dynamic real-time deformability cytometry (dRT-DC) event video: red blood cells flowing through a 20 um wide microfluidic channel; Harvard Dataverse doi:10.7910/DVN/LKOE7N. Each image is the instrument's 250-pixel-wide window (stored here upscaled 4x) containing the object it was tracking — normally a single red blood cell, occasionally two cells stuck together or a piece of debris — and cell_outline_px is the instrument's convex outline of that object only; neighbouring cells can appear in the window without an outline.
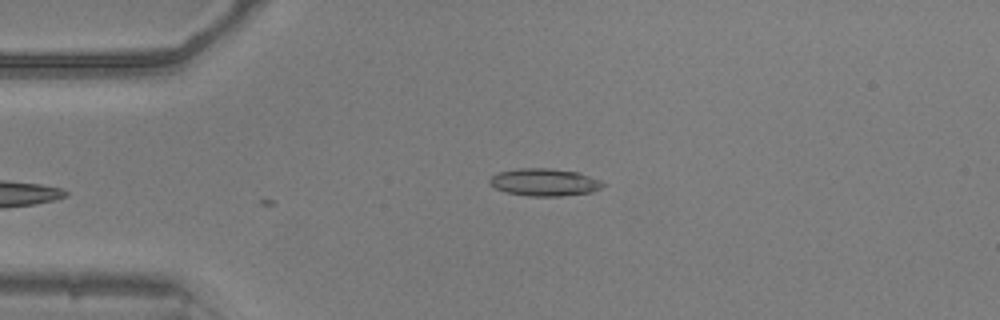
{"species": "common noctule bat (a hibernating species)", "species_latin": "Nyctalus noctula", "temperature_condition": "warm", "stored_images_in_passage": 28, "camera_frame_rate_fps": 3000, "um_per_image_px": 0.085, "animal": {"sex": "male", "body_mass_g": 20.5, "forearm_length_mm": 52.5}, "frame": {"image": 1, "passage_image": 1, "time_ms": 0.0, "image_size_px": [1000, 320], "cell_outline_px": [[604, 184], [600, 188], [592, 192], [560, 196], [528, 196], [504, 192], [488, 184], [488, 180], [492, 176], [500, 172], [516, 168], [548, 168], [580, 172], [600, 180]], "centroid_in_image_um": [46.25, 15.49], "position_along_channel_um": 38.7, "area_um2": 18.21}}
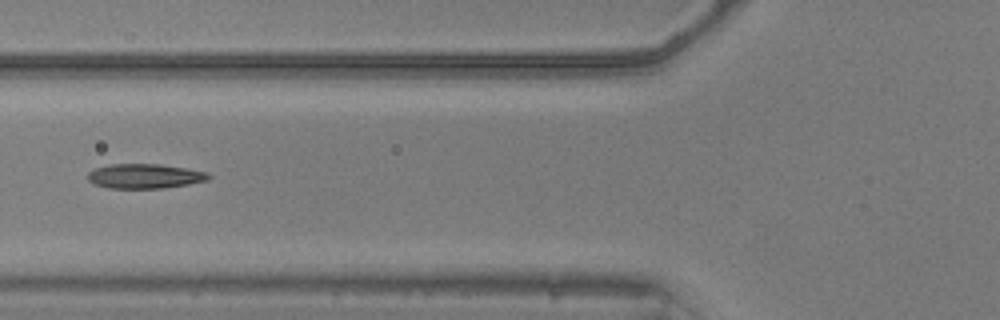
{"frame": {"image": 2, "passage_image": 9, "time_ms": 2.667, "image_size_px": [1000, 320], "cell_outline_px": [[212, 176], [208, 180], [188, 184], [164, 188], [108, 188], [96, 184], [88, 180], [88, 172], [96, 168], [112, 164], [160, 164], [188, 168], [208, 172]], "centroid_in_image_um": [12.35, 14.97], "position_along_channel_um": 113.4, "area_um2": 17.34}}
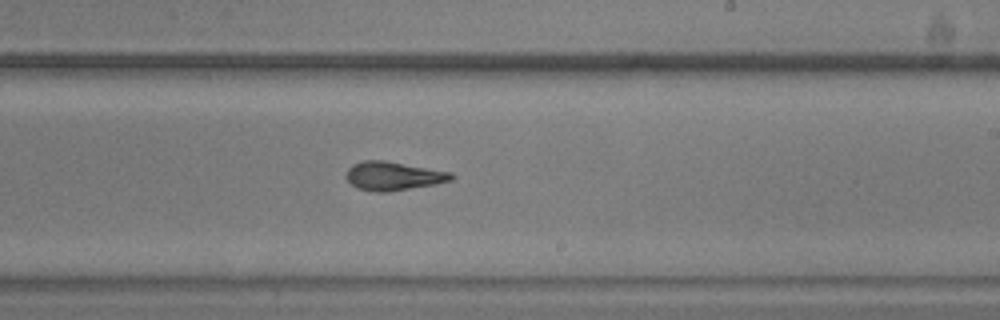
{"frame": {"image": 3, "passage_image": 20, "time_ms": 6.333, "image_size_px": [1000, 320], "cell_outline_px": [[456, 176], [452, 180], [436, 184], [388, 192], [376, 192], [356, 188], [344, 176], [348, 168], [352, 164], [364, 160], [384, 160], [452, 172]], "centroid_in_image_um": [33.43, 14.96], "position_along_channel_um": 255.6, "area_um2": 17.74}}